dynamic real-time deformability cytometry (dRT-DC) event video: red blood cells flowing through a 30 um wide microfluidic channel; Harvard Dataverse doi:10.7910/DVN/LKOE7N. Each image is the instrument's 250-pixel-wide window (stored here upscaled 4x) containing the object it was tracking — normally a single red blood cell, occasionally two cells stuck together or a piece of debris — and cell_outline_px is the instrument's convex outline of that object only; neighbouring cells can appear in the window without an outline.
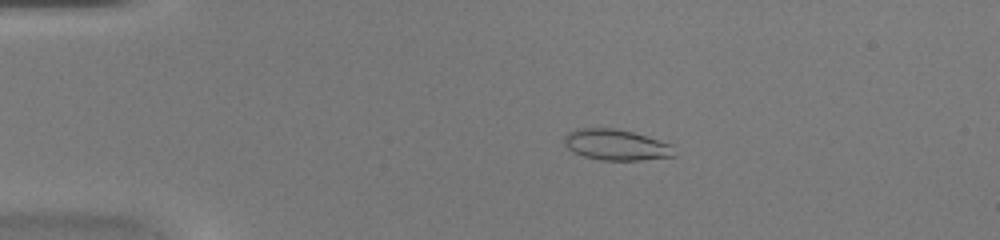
{"species": "common noctule bat (a hibernating species)", "species_latin": "Nyctalus noctula", "temperature_condition": "warm", "stored_images_in_passage": 44, "camera_frame_rate_fps": 3000, "um_per_image_px": 0.085, "animal": {"sex": "female", "body_mass_g": 20.0, "forearm_length_mm": 54.0}, "frame": {"image": 1, "passage_image": 6, "time_ms": 1.667, "image_size_px": [1000, 240], "cell_outline_px": [[676, 156], [640, 160], [600, 160], [584, 156], [568, 148], [564, 144], [564, 136], [568, 132], [576, 128], [612, 128], [632, 132], [672, 144]], "centroid_in_image_um": [52.37, 12.31], "position_along_channel_um": 32.6, "area_um2": 19.71}}
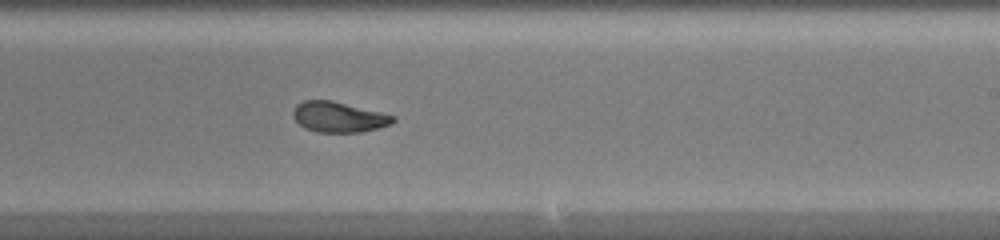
{"frame": {"image": 2, "passage_image": 26, "time_ms": 8.333, "image_size_px": [1000, 240], "cell_outline_px": [[396, 120], [392, 124], [360, 132], [316, 132], [304, 128], [292, 116], [292, 112], [296, 104], [304, 100], [332, 100], [396, 116]], "centroid_in_image_um": [28.77, 9.94], "position_along_channel_um": 260.2, "area_um2": 17.74}}
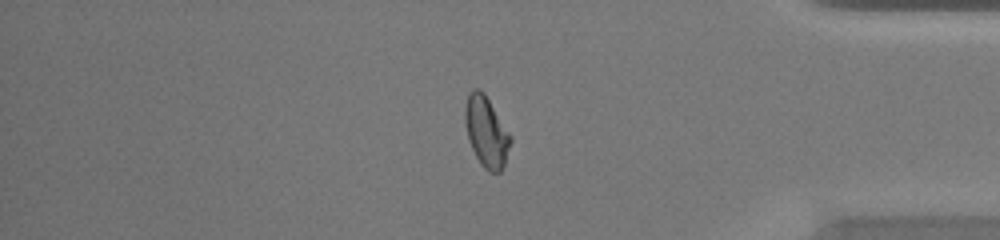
{"frame": {"image": 3, "passage_image": 37, "time_ms": 12.0, "image_size_px": [1000, 240], "cell_outline_px": [[512, 140], [504, 164], [500, 172], [488, 172], [480, 164], [468, 140], [464, 120], [464, 108], [468, 92], [472, 88], [480, 88], [484, 92], [512, 136]], "centroid_in_image_um": [41.32, 11.16], "position_along_channel_um": 393.9, "area_um2": 18.96}, "authors_computed_cell_mechanics": {"area_um2": 18.7272, "velocity_mm_per_s": 4.2921, "shape_relaxation_time_tau1_ms": 4.6262, "shape_relaxation_time_tau2_ms": 1.0031, "deformation_change_tau1": 0.2006, "deformation_change_tau2": 0.0671}}